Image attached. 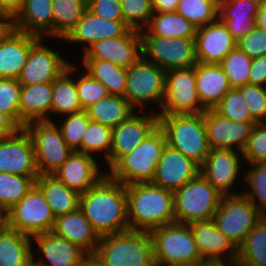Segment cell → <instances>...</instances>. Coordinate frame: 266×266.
<instances>
[{"mask_svg":"<svg viewBox=\"0 0 266 266\" xmlns=\"http://www.w3.org/2000/svg\"><path fill=\"white\" fill-rule=\"evenodd\" d=\"M79 209L99 237L130 230L126 186L107 174L80 195Z\"/></svg>","mask_w":266,"mask_h":266,"instance_id":"obj_1","label":"cell"},{"mask_svg":"<svg viewBox=\"0 0 266 266\" xmlns=\"http://www.w3.org/2000/svg\"><path fill=\"white\" fill-rule=\"evenodd\" d=\"M130 230L151 232L175 222L174 194L152 183L126 186Z\"/></svg>","mask_w":266,"mask_h":266,"instance_id":"obj_2","label":"cell"},{"mask_svg":"<svg viewBox=\"0 0 266 266\" xmlns=\"http://www.w3.org/2000/svg\"><path fill=\"white\" fill-rule=\"evenodd\" d=\"M166 145L165 134L158 125L132 152L106 170V174L125 186L152 183Z\"/></svg>","mask_w":266,"mask_h":266,"instance_id":"obj_3","label":"cell"},{"mask_svg":"<svg viewBox=\"0 0 266 266\" xmlns=\"http://www.w3.org/2000/svg\"><path fill=\"white\" fill-rule=\"evenodd\" d=\"M94 254L104 266H156L152 237L146 231L102 236Z\"/></svg>","mask_w":266,"mask_h":266,"instance_id":"obj_4","label":"cell"},{"mask_svg":"<svg viewBox=\"0 0 266 266\" xmlns=\"http://www.w3.org/2000/svg\"><path fill=\"white\" fill-rule=\"evenodd\" d=\"M167 145L201 166L210 152L204 112L200 114L158 115Z\"/></svg>","mask_w":266,"mask_h":266,"instance_id":"obj_5","label":"cell"},{"mask_svg":"<svg viewBox=\"0 0 266 266\" xmlns=\"http://www.w3.org/2000/svg\"><path fill=\"white\" fill-rule=\"evenodd\" d=\"M156 266H197L205 262L189 224L171 223L151 232Z\"/></svg>","mask_w":266,"mask_h":266,"instance_id":"obj_6","label":"cell"},{"mask_svg":"<svg viewBox=\"0 0 266 266\" xmlns=\"http://www.w3.org/2000/svg\"><path fill=\"white\" fill-rule=\"evenodd\" d=\"M173 194L175 222L182 224L212 220L222 198L201 173Z\"/></svg>","mask_w":266,"mask_h":266,"instance_id":"obj_7","label":"cell"},{"mask_svg":"<svg viewBox=\"0 0 266 266\" xmlns=\"http://www.w3.org/2000/svg\"><path fill=\"white\" fill-rule=\"evenodd\" d=\"M166 71L141 56L127 69L124 97L136 109L154 104L162 107L165 95ZM145 105V106H144Z\"/></svg>","mask_w":266,"mask_h":266,"instance_id":"obj_8","label":"cell"},{"mask_svg":"<svg viewBox=\"0 0 266 266\" xmlns=\"http://www.w3.org/2000/svg\"><path fill=\"white\" fill-rule=\"evenodd\" d=\"M23 128L32 140L39 175H52L73 153L53 121H35Z\"/></svg>","mask_w":266,"mask_h":266,"instance_id":"obj_9","label":"cell"},{"mask_svg":"<svg viewBox=\"0 0 266 266\" xmlns=\"http://www.w3.org/2000/svg\"><path fill=\"white\" fill-rule=\"evenodd\" d=\"M263 216L246 196L240 193L222 196L212 220L238 248Z\"/></svg>","mask_w":266,"mask_h":266,"instance_id":"obj_10","label":"cell"},{"mask_svg":"<svg viewBox=\"0 0 266 266\" xmlns=\"http://www.w3.org/2000/svg\"><path fill=\"white\" fill-rule=\"evenodd\" d=\"M55 219L45 196L36 185L6 212V226L30 237L52 232Z\"/></svg>","mask_w":266,"mask_h":266,"instance_id":"obj_11","label":"cell"},{"mask_svg":"<svg viewBox=\"0 0 266 266\" xmlns=\"http://www.w3.org/2000/svg\"><path fill=\"white\" fill-rule=\"evenodd\" d=\"M165 95L158 115L200 114L201 105L196 89L195 66L166 71Z\"/></svg>","mask_w":266,"mask_h":266,"instance_id":"obj_12","label":"cell"},{"mask_svg":"<svg viewBox=\"0 0 266 266\" xmlns=\"http://www.w3.org/2000/svg\"><path fill=\"white\" fill-rule=\"evenodd\" d=\"M142 56L165 71L194 67L195 39L141 36Z\"/></svg>","mask_w":266,"mask_h":266,"instance_id":"obj_13","label":"cell"},{"mask_svg":"<svg viewBox=\"0 0 266 266\" xmlns=\"http://www.w3.org/2000/svg\"><path fill=\"white\" fill-rule=\"evenodd\" d=\"M242 152L232 149H210L204 163L200 166L202 176L222 195H236L242 191L234 190V183L241 173ZM241 171V172H240ZM233 189V190H232ZM234 191V192H233Z\"/></svg>","mask_w":266,"mask_h":266,"instance_id":"obj_14","label":"cell"},{"mask_svg":"<svg viewBox=\"0 0 266 266\" xmlns=\"http://www.w3.org/2000/svg\"><path fill=\"white\" fill-rule=\"evenodd\" d=\"M141 56V33L139 30L130 29L123 36L94 42L83 52L82 59L105 60L128 69Z\"/></svg>","mask_w":266,"mask_h":266,"instance_id":"obj_15","label":"cell"},{"mask_svg":"<svg viewBox=\"0 0 266 266\" xmlns=\"http://www.w3.org/2000/svg\"><path fill=\"white\" fill-rule=\"evenodd\" d=\"M0 172L39 176L33 143L24 128L0 138Z\"/></svg>","mask_w":266,"mask_h":266,"instance_id":"obj_16","label":"cell"},{"mask_svg":"<svg viewBox=\"0 0 266 266\" xmlns=\"http://www.w3.org/2000/svg\"><path fill=\"white\" fill-rule=\"evenodd\" d=\"M43 42L45 39L41 37L31 48L27 62L17 78L21 85L53 82L68 68L70 62Z\"/></svg>","mask_w":266,"mask_h":266,"instance_id":"obj_17","label":"cell"},{"mask_svg":"<svg viewBox=\"0 0 266 266\" xmlns=\"http://www.w3.org/2000/svg\"><path fill=\"white\" fill-rule=\"evenodd\" d=\"M133 113L112 129V145L109 154L110 169L121 157L132 152L157 126L158 114ZM146 114V115H144Z\"/></svg>","mask_w":266,"mask_h":266,"instance_id":"obj_18","label":"cell"},{"mask_svg":"<svg viewBox=\"0 0 266 266\" xmlns=\"http://www.w3.org/2000/svg\"><path fill=\"white\" fill-rule=\"evenodd\" d=\"M204 121L210 149H232L242 152L252 127L256 123L230 120L215 109L204 111Z\"/></svg>","mask_w":266,"mask_h":266,"instance_id":"obj_19","label":"cell"},{"mask_svg":"<svg viewBox=\"0 0 266 266\" xmlns=\"http://www.w3.org/2000/svg\"><path fill=\"white\" fill-rule=\"evenodd\" d=\"M41 37L8 27L0 36V78L17 79Z\"/></svg>","mask_w":266,"mask_h":266,"instance_id":"obj_20","label":"cell"},{"mask_svg":"<svg viewBox=\"0 0 266 266\" xmlns=\"http://www.w3.org/2000/svg\"><path fill=\"white\" fill-rule=\"evenodd\" d=\"M199 174L200 166L196 162L166 145L152 184L174 192Z\"/></svg>","mask_w":266,"mask_h":266,"instance_id":"obj_21","label":"cell"},{"mask_svg":"<svg viewBox=\"0 0 266 266\" xmlns=\"http://www.w3.org/2000/svg\"><path fill=\"white\" fill-rule=\"evenodd\" d=\"M189 226L204 261L236 263L238 248L218 229L213 220L193 222Z\"/></svg>","mask_w":266,"mask_h":266,"instance_id":"obj_22","label":"cell"},{"mask_svg":"<svg viewBox=\"0 0 266 266\" xmlns=\"http://www.w3.org/2000/svg\"><path fill=\"white\" fill-rule=\"evenodd\" d=\"M95 159L91 155L73 151L64 164L52 175L68 188L82 195L106 175V171L103 172L100 169L101 167Z\"/></svg>","mask_w":266,"mask_h":266,"instance_id":"obj_23","label":"cell"},{"mask_svg":"<svg viewBox=\"0 0 266 266\" xmlns=\"http://www.w3.org/2000/svg\"><path fill=\"white\" fill-rule=\"evenodd\" d=\"M31 240L38 248L37 256L32 254V261L39 266H81L87 255L78 245L56 236L53 232L37 234ZM39 252L43 257H39Z\"/></svg>","mask_w":266,"mask_h":266,"instance_id":"obj_24","label":"cell"},{"mask_svg":"<svg viewBox=\"0 0 266 266\" xmlns=\"http://www.w3.org/2000/svg\"><path fill=\"white\" fill-rule=\"evenodd\" d=\"M236 47L237 41L219 19L196 30L197 62L220 64Z\"/></svg>","mask_w":266,"mask_h":266,"instance_id":"obj_25","label":"cell"},{"mask_svg":"<svg viewBox=\"0 0 266 266\" xmlns=\"http://www.w3.org/2000/svg\"><path fill=\"white\" fill-rule=\"evenodd\" d=\"M131 28L124 21L106 20L93 15L88 10L75 27L63 39L70 43H80L83 52L94 42L125 35Z\"/></svg>","mask_w":266,"mask_h":266,"instance_id":"obj_26","label":"cell"},{"mask_svg":"<svg viewBox=\"0 0 266 266\" xmlns=\"http://www.w3.org/2000/svg\"><path fill=\"white\" fill-rule=\"evenodd\" d=\"M52 82L21 85L19 127L35 121H54L51 114Z\"/></svg>","mask_w":266,"mask_h":266,"instance_id":"obj_27","label":"cell"},{"mask_svg":"<svg viewBox=\"0 0 266 266\" xmlns=\"http://www.w3.org/2000/svg\"><path fill=\"white\" fill-rule=\"evenodd\" d=\"M259 2L252 0H219V17L232 37L239 41L256 26Z\"/></svg>","mask_w":266,"mask_h":266,"instance_id":"obj_28","label":"cell"},{"mask_svg":"<svg viewBox=\"0 0 266 266\" xmlns=\"http://www.w3.org/2000/svg\"><path fill=\"white\" fill-rule=\"evenodd\" d=\"M52 232L56 236L78 245L87 254L95 253L100 239L79 208L57 217Z\"/></svg>","mask_w":266,"mask_h":266,"instance_id":"obj_29","label":"cell"},{"mask_svg":"<svg viewBox=\"0 0 266 266\" xmlns=\"http://www.w3.org/2000/svg\"><path fill=\"white\" fill-rule=\"evenodd\" d=\"M195 78L199 100L206 110L214 109L232 88L220 64L198 62L195 65Z\"/></svg>","mask_w":266,"mask_h":266,"instance_id":"obj_30","label":"cell"},{"mask_svg":"<svg viewBox=\"0 0 266 266\" xmlns=\"http://www.w3.org/2000/svg\"><path fill=\"white\" fill-rule=\"evenodd\" d=\"M12 27L42 38H52V0H24L22 9L12 20Z\"/></svg>","mask_w":266,"mask_h":266,"instance_id":"obj_31","label":"cell"},{"mask_svg":"<svg viewBox=\"0 0 266 266\" xmlns=\"http://www.w3.org/2000/svg\"><path fill=\"white\" fill-rule=\"evenodd\" d=\"M35 185L41 190L55 218L76 211L80 195L54 175H39Z\"/></svg>","mask_w":266,"mask_h":266,"instance_id":"obj_32","label":"cell"},{"mask_svg":"<svg viewBox=\"0 0 266 266\" xmlns=\"http://www.w3.org/2000/svg\"><path fill=\"white\" fill-rule=\"evenodd\" d=\"M74 72L77 74V69L71 62L68 68L52 82V115L65 116L84 110L77 95L76 80L72 76Z\"/></svg>","mask_w":266,"mask_h":266,"instance_id":"obj_33","label":"cell"},{"mask_svg":"<svg viewBox=\"0 0 266 266\" xmlns=\"http://www.w3.org/2000/svg\"><path fill=\"white\" fill-rule=\"evenodd\" d=\"M33 245L30 236L5 226L0 231V266H28Z\"/></svg>","mask_w":266,"mask_h":266,"instance_id":"obj_34","label":"cell"},{"mask_svg":"<svg viewBox=\"0 0 266 266\" xmlns=\"http://www.w3.org/2000/svg\"><path fill=\"white\" fill-rule=\"evenodd\" d=\"M85 110L90 120L112 129L136 111L124 96L113 94H109Z\"/></svg>","mask_w":266,"mask_h":266,"instance_id":"obj_35","label":"cell"},{"mask_svg":"<svg viewBox=\"0 0 266 266\" xmlns=\"http://www.w3.org/2000/svg\"><path fill=\"white\" fill-rule=\"evenodd\" d=\"M196 30L184 16L174 11L154 13L147 27L140 33L141 36L195 39Z\"/></svg>","mask_w":266,"mask_h":266,"instance_id":"obj_36","label":"cell"},{"mask_svg":"<svg viewBox=\"0 0 266 266\" xmlns=\"http://www.w3.org/2000/svg\"><path fill=\"white\" fill-rule=\"evenodd\" d=\"M86 10V0H52V38L64 39Z\"/></svg>","mask_w":266,"mask_h":266,"instance_id":"obj_37","label":"cell"},{"mask_svg":"<svg viewBox=\"0 0 266 266\" xmlns=\"http://www.w3.org/2000/svg\"><path fill=\"white\" fill-rule=\"evenodd\" d=\"M85 70L95 80L103 83L109 94L125 95L127 69L112 62L98 59H81Z\"/></svg>","mask_w":266,"mask_h":266,"instance_id":"obj_38","label":"cell"},{"mask_svg":"<svg viewBox=\"0 0 266 266\" xmlns=\"http://www.w3.org/2000/svg\"><path fill=\"white\" fill-rule=\"evenodd\" d=\"M238 266H266V216H263L238 247Z\"/></svg>","mask_w":266,"mask_h":266,"instance_id":"obj_39","label":"cell"},{"mask_svg":"<svg viewBox=\"0 0 266 266\" xmlns=\"http://www.w3.org/2000/svg\"><path fill=\"white\" fill-rule=\"evenodd\" d=\"M39 176H23L0 172V210L7 212L35 185Z\"/></svg>","mask_w":266,"mask_h":266,"instance_id":"obj_40","label":"cell"},{"mask_svg":"<svg viewBox=\"0 0 266 266\" xmlns=\"http://www.w3.org/2000/svg\"><path fill=\"white\" fill-rule=\"evenodd\" d=\"M176 12L198 29L218 20L219 0H179Z\"/></svg>","mask_w":266,"mask_h":266,"instance_id":"obj_41","label":"cell"},{"mask_svg":"<svg viewBox=\"0 0 266 266\" xmlns=\"http://www.w3.org/2000/svg\"><path fill=\"white\" fill-rule=\"evenodd\" d=\"M246 165L251 167L246 172L243 169L244 179L241 181H245L247 187L244 188V191L242 189V193L266 216V163Z\"/></svg>","mask_w":266,"mask_h":266,"instance_id":"obj_42","label":"cell"},{"mask_svg":"<svg viewBox=\"0 0 266 266\" xmlns=\"http://www.w3.org/2000/svg\"><path fill=\"white\" fill-rule=\"evenodd\" d=\"M111 145L112 128L90 120L88 128L83 135L81 152L91 156L99 155V157L101 152V154L103 153V157H105L104 159L109 166Z\"/></svg>","mask_w":266,"mask_h":266,"instance_id":"obj_43","label":"cell"},{"mask_svg":"<svg viewBox=\"0 0 266 266\" xmlns=\"http://www.w3.org/2000/svg\"><path fill=\"white\" fill-rule=\"evenodd\" d=\"M252 58L238 47L234 48L220 63L232 88L248 84Z\"/></svg>","mask_w":266,"mask_h":266,"instance_id":"obj_44","label":"cell"},{"mask_svg":"<svg viewBox=\"0 0 266 266\" xmlns=\"http://www.w3.org/2000/svg\"><path fill=\"white\" fill-rule=\"evenodd\" d=\"M90 118L86 110L65 115L58 124L63 138L73 151L81 152L83 135L88 128Z\"/></svg>","mask_w":266,"mask_h":266,"instance_id":"obj_45","label":"cell"},{"mask_svg":"<svg viewBox=\"0 0 266 266\" xmlns=\"http://www.w3.org/2000/svg\"><path fill=\"white\" fill-rule=\"evenodd\" d=\"M214 109L220 115L230 120L245 123H258L251 116L248 107L244 103L242 93L238 88H231Z\"/></svg>","mask_w":266,"mask_h":266,"instance_id":"obj_46","label":"cell"},{"mask_svg":"<svg viewBox=\"0 0 266 266\" xmlns=\"http://www.w3.org/2000/svg\"><path fill=\"white\" fill-rule=\"evenodd\" d=\"M124 22L134 30L142 31L154 14L152 0H121Z\"/></svg>","mask_w":266,"mask_h":266,"instance_id":"obj_47","label":"cell"},{"mask_svg":"<svg viewBox=\"0 0 266 266\" xmlns=\"http://www.w3.org/2000/svg\"><path fill=\"white\" fill-rule=\"evenodd\" d=\"M21 84L17 79L0 78V112L8 115L19 126Z\"/></svg>","mask_w":266,"mask_h":266,"instance_id":"obj_48","label":"cell"},{"mask_svg":"<svg viewBox=\"0 0 266 266\" xmlns=\"http://www.w3.org/2000/svg\"><path fill=\"white\" fill-rule=\"evenodd\" d=\"M74 77H76L77 95L84 110L109 95L103 83L95 80L86 71Z\"/></svg>","mask_w":266,"mask_h":266,"instance_id":"obj_49","label":"cell"},{"mask_svg":"<svg viewBox=\"0 0 266 266\" xmlns=\"http://www.w3.org/2000/svg\"><path fill=\"white\" fill-rule=\"evenodd\" d=\"M242 157L247 164L266 163V122L252 127Z\"/></svg>","mask_w":266,"mask_h":266,"instance_id":"obj_50","label":"cell"},{"mask_svg":"<svg viewBox=\"0 0 266 266\" xmlns=\"http://www.w3.org/2000/svg\"><path fill=\"white\" fill-rule=\"evenodd\" d=\"M251 116L258 122H266V87L246 84L238 88Z\"/></svg>","mask_w":266,"mask_h":266,"instance_id":"obj_51","label":"cell"},{"mask_svg":"<svg viewBox=\"0 0 266 266\" xmlns=\"http://www.w3.org/2000/svg\"><path fill=\"white\" fill-rule=\"evenodd\" d=\"M237 47L249 58L266 54V33L256 26L249 34L237 41Z\"/></svg>","mask_w":266,"mask_h":266,"instance_id":"obj_52","label":"cell"},{"mask_svg":"<svg viewBox=\"0 0 266 266\" xmlns=\"http://www.w3.org/2000/svg\"><path fill=\"white\" fill-rule=\"evenodd\" d=\"M87 10L106 20L124 21L121 0H89Z\"/></svg>","mask_w":266,"mask_h":266,"instance_id":"obj_53","label":"cell"},{"mask_svg":"<svg viewBox=\"0 0 266 266\" xmlns=\"http://www.w3.org/2000/svg\"><path fill=\"white\" fill-rule=\"evenodd\" d=\"M248 84L266 87V54L252 59Z\"/></svg>","mask_w":266,"mask_h":266,"instance_id":"obj_54","label":"cell"},{"mask_svg":"<svg viewBox=\"0 0 266 266\" xmlns=\"http://www.w3.org/2000/svg\"><path fill=\"white\" fill-rule=\"evenodd\" d=\"M20 127L6 114L0 112V138L16 133Z\"/></svg>","mask_w":266,"mask_h":266,"instance_id":"obj_55","label":"cell"},{"mask_svg":"<svg viewBox=\"0 0 266 266\" xmlns=\"http://www.w3.org/2000/svg\"><path fill=\"white\" fill-rule=\"evenodd\" d=\"M179 0H152L154 13L174 12L177 10Z\"/></svg>","mask_w":266,"mask_h":266,"instance_id":"obj_56","label":"cell"},{"mask_svg":"<svg viewBox=\"0 0 266 266\" xmlns=\"http://www.w3.org/2000/svg\"><path fill=\"white\" fill-rule=\"evenodd\" d=\"M3 9L14 18L22 9L24 0H1Z\"/></svg>","mask_w":266,"mask_h":266,"instance_id":"obj_57","label":"cell"},{"mask_svg":"<svg viewBox=\"0 0 266 266\" xmlns=\"http://www.w3.org/2000/svg\"><path fill=\"white\" fill-rule=\"evenodd\" d=\"M256 23L266 33V0L260 3L256 16Z\"/></svg>","mask_w":266,"mask_h":266,"instance_id":"obj_58","label":"cell"},{"mask_svg":"<svg viewBox=\"0 0 266 266\" xmlns=\"http://www.w3.org/2000/svg\"><path fill=\"white\" fill-rule=\"evenodd\" d=\"M81 266H104L95 254H87L82 262Z\"/></svg>","mask_w":266,"mask_h":266,"instance_id":"obj_59","label":"cell"},{"mask_svg":"<svg viewBox=\"0 0 266 266\" xmlns=\"http://www.w3.org/2000/svg\"><path fill=\"white\" fill-rule=\"evenodd\" d=\"M13 18L3 9V5L0 0V21H4L9 27L12 26Z\"/></svg>","mask_w":266,"mask_h":266,"instance_id":"obj_60","label":"cell"},{"mask_svg":"<svg viewBox=\"0 0 266 266\" xmlns=\"http://www.w3.org/2000/svg\"><path fill=\"white\" fill-rule=\"evenodd\" d=\"M197 266H238L234 262H212V261H205Z\"/></svg>","mask_w":266,"mask_h":266,"instance_id":"obj_61","label":"cell"},{"mask_svg":"<svg viewBox=\"0 0 266 266\" xmlns=\"http://www.w3.org/2000/svg\"><path fill=\"white\" fill-rule=\"evenodd\" d=\"M6 226V213L0 210V231Z\"/></svg>","mask_w":266,"mask_h":266,"instance_id":"obj_62","label":"cell"},{"mask_svg":"<svg viewBox=\"0 0 266 266\" xmlns=\"http://www.w3.org/2000/svg\"><path fill=\"white\" fill-rule=\"evenodd\" d=\"M8 27L9 26L4 21H0V36L6 31Z\"/></svg>","mask_w":266,"mask_h":266,"instance_id":"obj_63","label":"cell"},{"mask_svg":"<svg viewBox=\"0 0 266 266\" xmlns=\"http://www.w3.org/2000/svg\"><path fill=\"white\" fill-rule=\"evenodd\" d=\"M28 266H39V265L35 264V263L32 261Z\"/></svg>","mask_w":266,"mask_h":266,"instance_id":"obj_64","label":"cell"},{"mask_svg":"<svg viewBox=\"0 0 266 266\" xmlns=\"http://www.w3.org/2000/svg\"><path fill=\"white\" fill-rule=\"evenodd\" d=\"M252 1H256V2L261 3V2H263L264 0H252Z\"/></svg>","mask_w":266,"mask_h":266,"instance_id":"obj_65","label":"cell"}]
</instances>
